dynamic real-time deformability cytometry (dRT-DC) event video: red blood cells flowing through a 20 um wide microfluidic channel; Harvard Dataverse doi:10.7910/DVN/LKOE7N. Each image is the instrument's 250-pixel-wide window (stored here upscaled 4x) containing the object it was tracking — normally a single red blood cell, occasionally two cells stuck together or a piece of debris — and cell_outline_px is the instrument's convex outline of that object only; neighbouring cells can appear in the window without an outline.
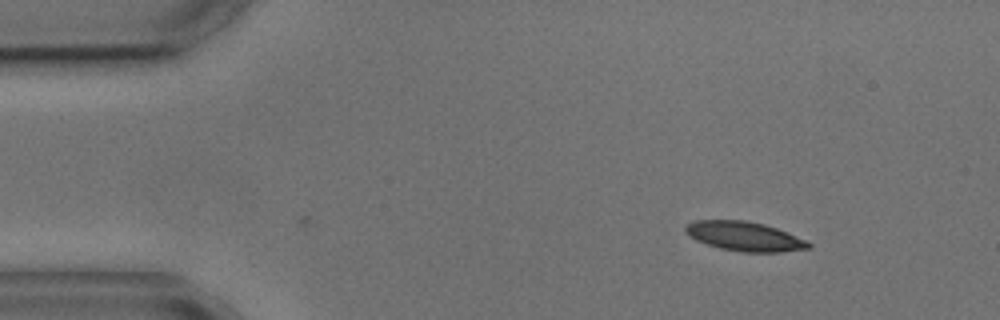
{"species": "common noctule bat (a hibernating species)", "species_latin": "Nyctalus noctula", "temperature_condition": "cold", "stored_images_in_passage": 2, "camera_frame_rate_fps": 3000, "um_per_image_px": 0.085, "animal": {"sex": "male", "body_mass_g": 17.9, "forearm_length_mm": 54.2}, "frame": {"image": 1, "passage_image": 2, "time_ms": 1.333, "image_size_px": [1000, 320], "cell_outline_px": [[812, 248], [780, 252], [744, 252], [720, 248], [696, 240], [688, 236], [684, 232], [684, 228], [688, 224], [696, 220], [744, 220], [764, 224], [788, 232], [812, 244]], "centroid_in_image_um": [63.28, 20.09], "position_along_channel_um": 21.7, "area_um2": 20.98}}